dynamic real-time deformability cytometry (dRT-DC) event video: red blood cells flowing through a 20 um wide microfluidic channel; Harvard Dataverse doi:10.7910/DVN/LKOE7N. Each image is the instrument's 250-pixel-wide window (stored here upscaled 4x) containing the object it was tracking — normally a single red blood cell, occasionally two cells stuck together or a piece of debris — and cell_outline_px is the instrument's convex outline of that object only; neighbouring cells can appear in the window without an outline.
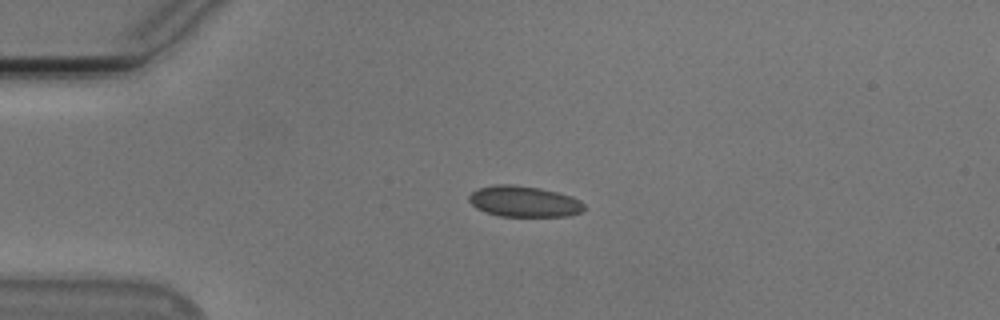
{"species": "Egyptian fruit bat (a non-hibernating species)", "species_latin": "Rousettus aegyptiacus", "temperature_condition": "cold", "stored_images_in_passage": 20, "camera_frame_rate_fps": 3000, "um_per_image_px": 0.085, "animal": {"sex": "male"}, "frame": {"image": 1, "passage_image": 1, "time_ms": 0.0, "image_size_px": [1000, 320], "cell_outline_px": [[584, 208], [580, 212], [568, 216], [500, 216], [484, 212], [476, 208], [468, 200], [468, 196], [476, 188], [496, 184], [512, 184], [540, 188], [572, 196], [580, 200], [584, 204]], "centroid_in_image_um": [44.5, 17.12], "position_along_channel_um": 40.5, "area_um2": 20.87}}
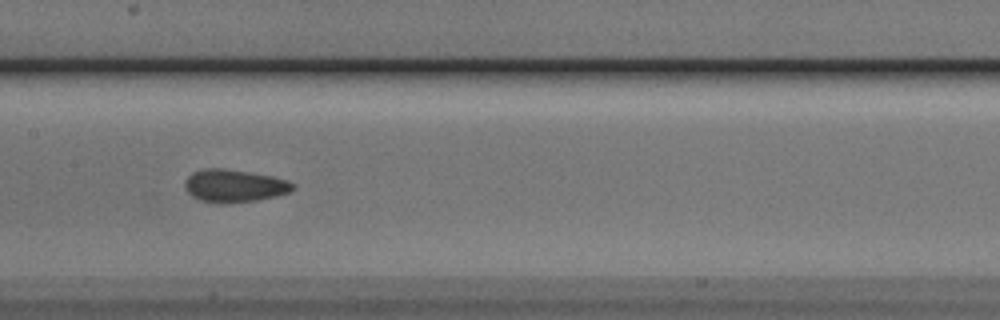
{"frame": {"image": 2, "passage_image": 15, "time_ms": 4.667, "image_size_px": [1000, 320], "cell_outline_px": [[296, 188], [288, 192], [276, 196], [256, 200], [228, 204], [220, 204], [200, 200], [192, 196], [184, 188], [184, 180], [192, 172], [204, 168], [220, 168], [248, 172], [272, 176], [296, 184]], "centroid_in_image_um": [19.88, 15.8], "position_along_channel_um": 187.5, "area_um2": 20.69}}
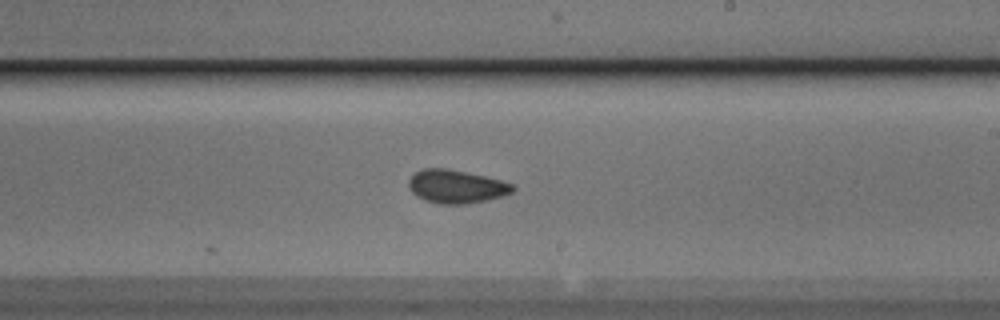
{"frame": {"image": 3, "passage_image": 20, "time_ms": 6.333, "image_size_px": [1000, 320], "cell_outline_px": [[516, 188], [512, 192], [504, 196], [488, 200], [464, 204], [440, 204], [424, 200], [416, 196], [408, 188], [408, 180], [416, 172], [424, 168], [448, 168], [484, 176], [516, 184]], "centroid_in_image_um": [38.8, 15.86], "position_along_channel_um": 250.2, "area_um2": 20.4}}